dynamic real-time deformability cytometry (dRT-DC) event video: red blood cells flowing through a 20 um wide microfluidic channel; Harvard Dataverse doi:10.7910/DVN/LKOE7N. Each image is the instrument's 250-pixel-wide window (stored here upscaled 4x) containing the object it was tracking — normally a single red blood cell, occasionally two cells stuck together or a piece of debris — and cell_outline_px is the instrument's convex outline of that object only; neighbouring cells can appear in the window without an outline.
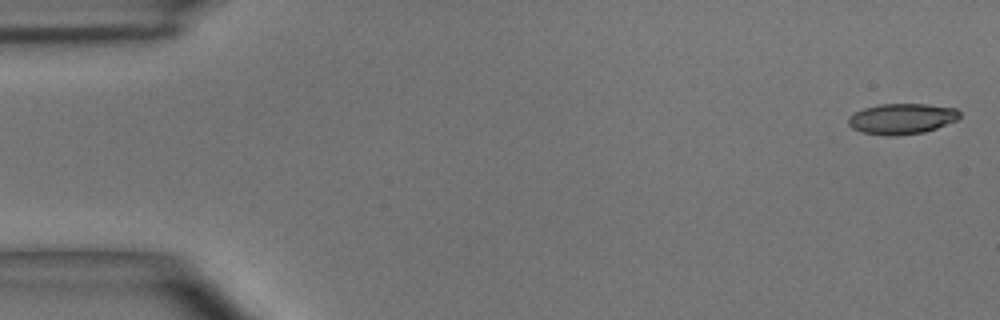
{"species": "common noctule bat (a hibernating species)", "species_latin": "Nyctalus noctula", "temperature_condition": "room temperature", "stored_images_in_passage": 50, "camera_frame_rate_fps": 3000, "um_per_image_px": 0.085, "animal": {"sex": "male", "body_mass_g": 15.6}, "frame": {"image": 1, "passage_image": 1, "time_ms": 0.0, "image_size_px": [1000, 320], "cell_outline_px": [[960, 116], [956, 120], [936, 128], [924, 132], [896, 136], [888, 136], [860, 132], [852, 128], [848, 124], [848, 116], [864, 108], [880, 104], [924, 104], [956, 108], [960, 112]], "centroid_in_image_um": [76.63, 10.1], "position_along_channel_um": 8.4, "area_um2": 19.88}}
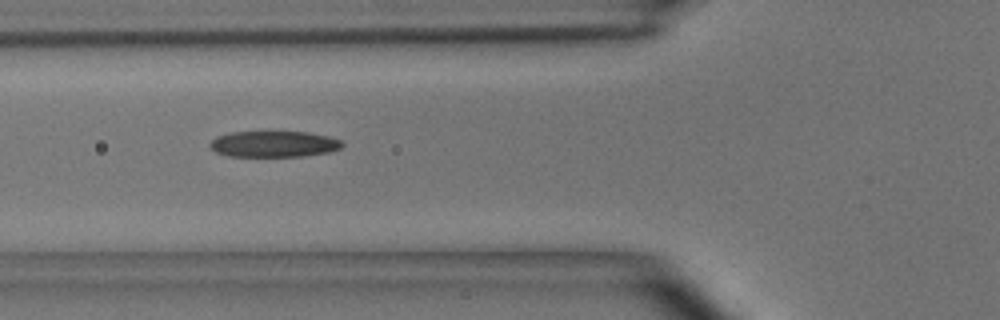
{"frame": {"image": 2, "passage_image": 18, "time_ms": 5.667, "image_size_px": [1000, 320], "cell_outline_px": [[344, 144], [340, 148], [328, 152], [304, 156], [228, 156], [216, 152], [208, 144], [216, 136], [232, 132], [308, 132], [328, 136], [340, 140]], "centroid_in_image_um": [23.27, 12.24], "position_along_channel_um": 102.5, "area_um2": 20.0}}
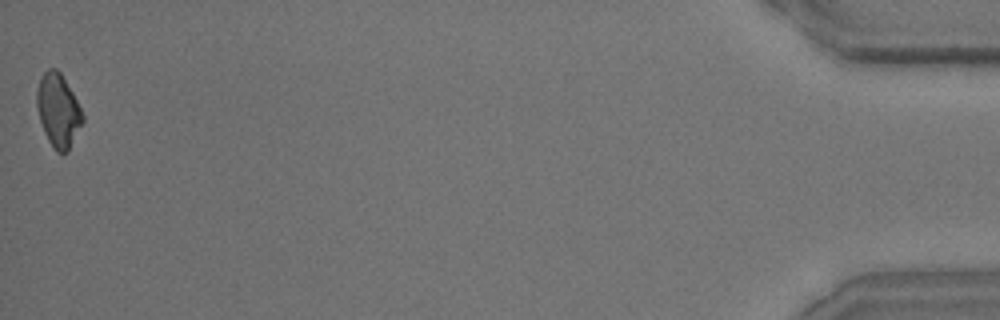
{"frame": {"image": 3, "passage_image": 50, "time_ms": 16.333, "image_size_px": [1000, 320], "cell_outline_px": [[84, 120], [68, 152], [56, 152], [48, 140], [44, 132], [40, 120], [36, 104], [36, 92], [40, 76], [48, 68], [56, 68], [60, 72], [72, 92], [84, 116]], "centroid_in_image_um": [4.93, 9.38], "position_along_channel_um": 430.3, "area_um2": 19.48}, "authors_computed_cell_mechanics": {"area_um2": 20.5479, "velocity_mm_per_s": 3.952, "shape_relaxation_time_tau1_ms": 7.8216, "shape_relaxation_time_tau2_ms": 4.5955, "deformation_change_tau1": 0.2064, "deformation_change_tau2": 0.1356}}